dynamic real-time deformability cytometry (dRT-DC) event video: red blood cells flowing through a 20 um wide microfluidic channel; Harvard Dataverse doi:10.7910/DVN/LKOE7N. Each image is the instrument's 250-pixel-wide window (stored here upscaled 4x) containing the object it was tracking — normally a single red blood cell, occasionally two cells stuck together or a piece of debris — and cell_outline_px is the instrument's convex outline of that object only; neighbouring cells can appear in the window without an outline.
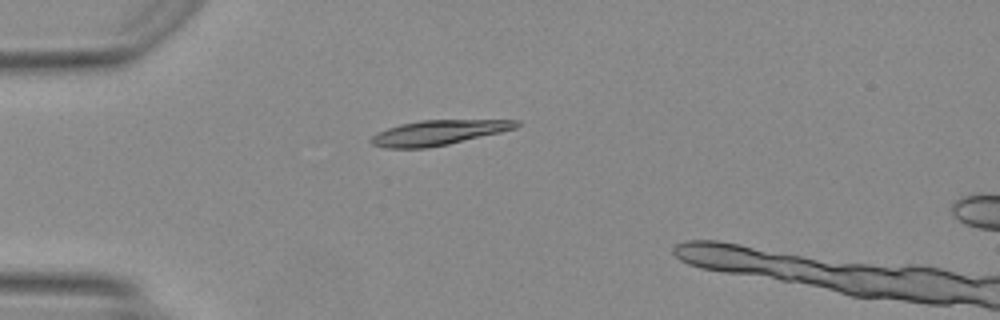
{"species": "Egyptian fruit bat (a non-hibernating species)", "species_latin": "Rousettus aegyptiacus", "temperature_condition": "warm", "stored_images_in_passage": 7, "camera_frame_rate_fps": 3000, "um_per_image_px": 0.085, "animal": {"sex": "female"}, "frame": {"image": 1, "passage_image": 1, "time_ms": 0.0, "image_size_px": [1000, 320], "cell_outline_px": [[520, 124], [516, 128], [500, 132], [448, 144], [428, 148], [384, 148], [372, 144], [368, 140], [376, 132], [400, 124], [420, 120], [520, 120]], "centroid_in_image_um": [37.22, 11.27], "position_along_channel_um": 47.8, "area_um2": 21.04}}
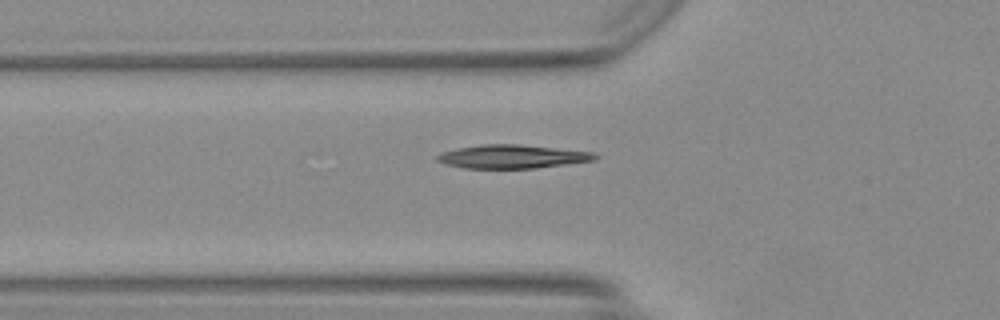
{"frame": {"image": 2, "passage_image": 5, "time_ms": 1.333, "image_size_px": [1000, 320], "cell_outline_px": [[600, 156], [596, 160], [536, 168], [464, 168], [444, 164], [436, 160], [436, 156], [440, 152], [456, 148], [480, 144], [520, 144], [592, 152]], "centroid_in_image_um": [43.5, 13.3], "position_along_channel_um": 82.3, "area_um2": 21.79}}